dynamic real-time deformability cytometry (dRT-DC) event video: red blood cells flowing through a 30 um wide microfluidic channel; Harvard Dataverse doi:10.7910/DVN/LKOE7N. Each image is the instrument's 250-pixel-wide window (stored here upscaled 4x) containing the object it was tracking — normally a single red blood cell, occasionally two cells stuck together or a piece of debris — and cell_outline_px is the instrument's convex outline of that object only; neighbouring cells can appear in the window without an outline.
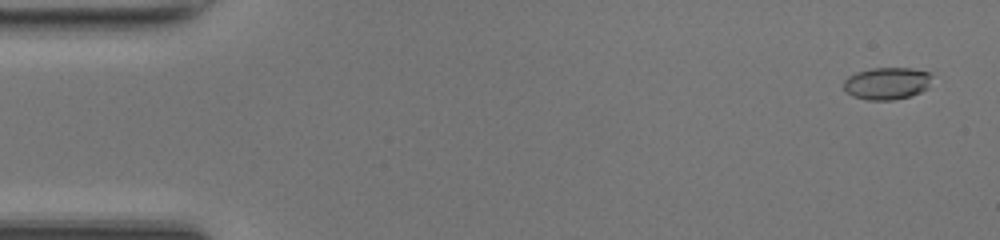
{"species": "common noctule bat (a hibernating species)", "species_latin": "Nyctalus noctula", "temperature_condition": "room temperature", "stored_images_in_passage": 50, "camera_frame_rate_fps": 3000, "um_per_image_px": 0.085, "animal": {"sex": "female", "body_mass_g": 17.0, "forearm_length_mm": 48.0}, "frame": {"image": 1, "passage_image": 3, "time_ms": 0.667, "image_size_px": [1000, 240], "cell_outline_px": [[932, 76], [928, 88], [920, 92], [908, 96], [892, 100], [868, 100], [852, 96], [844, 88], [844, 80], [848, 76], [856, 72], [872, 68], [912, 68], [928, 72]], "centroid_in_image_um": [75.38, 7.08], "position_along_channel_um": 9.6, "area_um2": 16.53}}
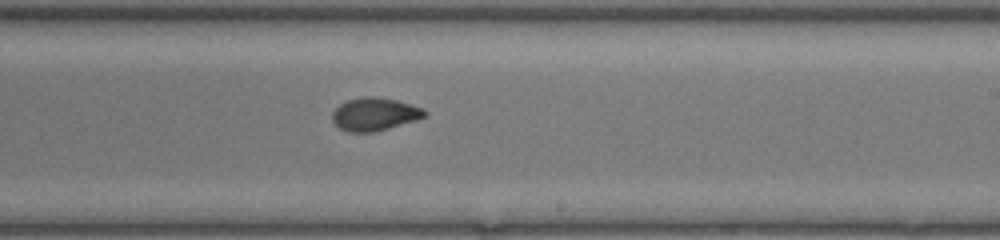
{"frame": {"image": 2, "passage_image": 30, "time_ms": 9.667, "image_size_px": [1000, 240], "cell_outline_px": [[428, 112], [424, 116], [416, 120], [388, 128], [372, 132], [348, 132], [340, 128], [332, 120], [332, 112], [340, 104], [348, 100], [368, 96], [372, 96], [396, 100], [420, 108]], "centroid_in_image_um": [31.81, 9.71], "position_along_channel_um": 257.2, "area_um2": 17.34}}
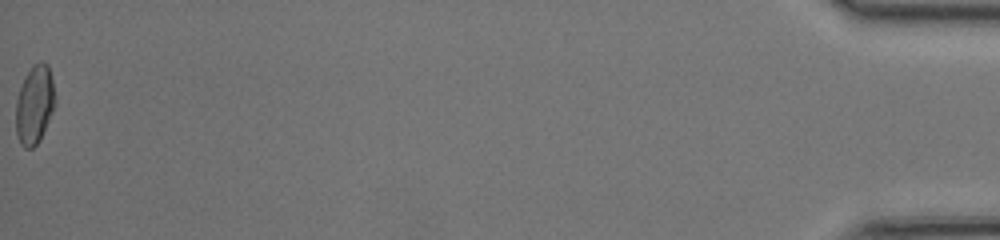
{"frame": {"image": 3, "passage_image": 50, "time_ms": 16.333, "image_size_px": [1000, 240], "cell_outline_px": [[56, 104], [40, 140], [32, 148], [24, 148], [20, 144], [16, 132], [16, 100], [24, 76], [32, 64], [48, 64], [56, 96]], "centroid_in_image_um": [2.94, 8.91], "position_along_channel_um": 432.3, "area_um2": 18.03}, "authors_computed_cell_mechanics": {"area_um2": 17.4267, "velocity_mm_per_s": 4.2895, "shape_relaxation_time_tau1_ms": 7.5497, "shape_relaxation_time_tau2_ms": 1.4182, "deformation_change_tau1": 0.2151, "deformation_change_tau2": 0.0489}}